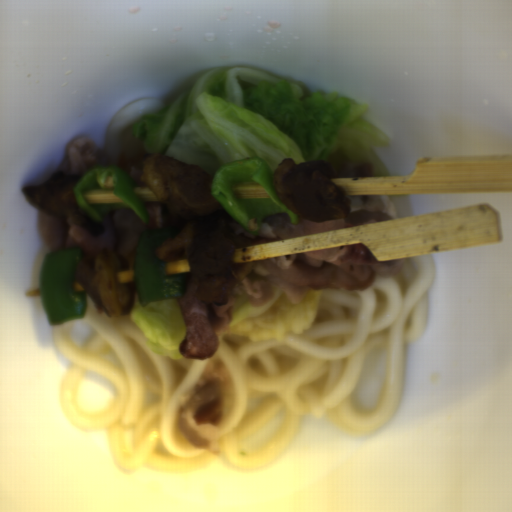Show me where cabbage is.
<instances>
[{"label": "cabbage", "mask_w": 512, "mask_h": 512, "mask_svg": "<svg viewBox=\"0 0 512 512\" xmlns=\"http://www.w3.org/2000/svg\"><path fill=\"white\" fill-rule=\"evenodd\" d=\"M251 306L247 298L235 295L232 307V321L229 323L228 327H233L244 321L250 315Z\"/></svg>", "instance_id": "3"}, {"label": "cabbage", "mask_w": 512, "mask_h": 512, "mask_svg": "<svg viewBox=\"0 0 512 512\" xmlns=\"http://www.w3.org/2000/svg\"><path fill=\"white\" fill-rule=\"evenodd\" d=\"M130 319L142 332L143 344L153 353L170 359L183 357L180 344L187 334V327L178 299L172 297L151 303L139 304L137 290L133 293Z\"/></svg>", "instance_id": "2"}, {"label": "cabbage", "mask_w": 512, "mask_h": 512, "mask_svg": "<svg viewBox=\"0 0 512 512\" xmlns=\"http://www.w3.org/2000/svg\"><path fill=\"white\" fill-rule=\"evenodd\" d=\"M369 105L241 66L208 68L169 107L131 125L147 156L166 155L196 165L213 179L220 166L257 158L274 174L285 158L324 161L340 153L368 161L374 175H391L373 150L391 146L367 123ZM373 175V176H374Z\"/></svg>", "instance_id": "1"}]
</instances>
